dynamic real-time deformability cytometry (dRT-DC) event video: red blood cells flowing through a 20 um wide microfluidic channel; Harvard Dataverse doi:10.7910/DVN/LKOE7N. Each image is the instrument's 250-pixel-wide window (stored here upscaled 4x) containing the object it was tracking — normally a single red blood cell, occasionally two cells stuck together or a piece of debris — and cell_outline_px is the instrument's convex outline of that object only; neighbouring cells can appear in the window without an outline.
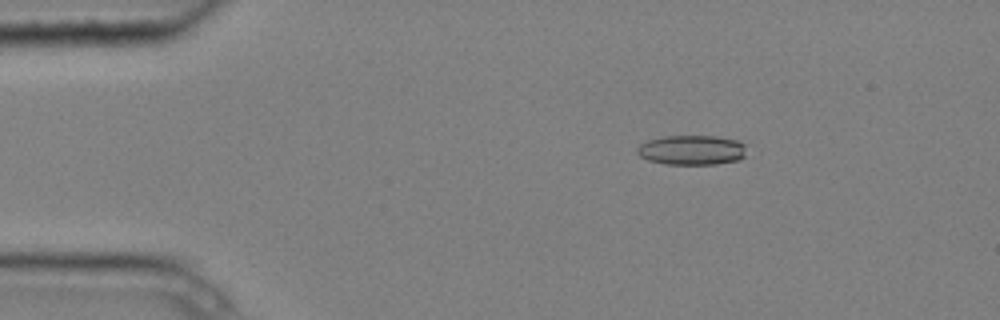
{"species": "common noctule bat (a hibernating species)", "species_latin": "Nyctalus noctula", "temperature_condition": "cold", "stored_images_in_passage": 5, "camera_frame_rate_fps": 3000, "um_per_image_px": 0.085, "animal": {"sex": "male", "body_mass_g": 20.4}, "frame": {"image": 1, "passage_image": 3, "time_ms": 0.667, "image_size_px": [1000, 320], "cell_outline_px": [[744, 156], [740, 160], [716, 164], [664, 164], [648, 160], [640, 156], [636, 152], [636, 148], [640, 144], [648, 140], [664, 136], [716, 136], [736, 140], [744, 144]], "centroid_in_image_um": [58.77, 12.76], "position_along_channel_um": 26.2, "area_um2": 18.96}}